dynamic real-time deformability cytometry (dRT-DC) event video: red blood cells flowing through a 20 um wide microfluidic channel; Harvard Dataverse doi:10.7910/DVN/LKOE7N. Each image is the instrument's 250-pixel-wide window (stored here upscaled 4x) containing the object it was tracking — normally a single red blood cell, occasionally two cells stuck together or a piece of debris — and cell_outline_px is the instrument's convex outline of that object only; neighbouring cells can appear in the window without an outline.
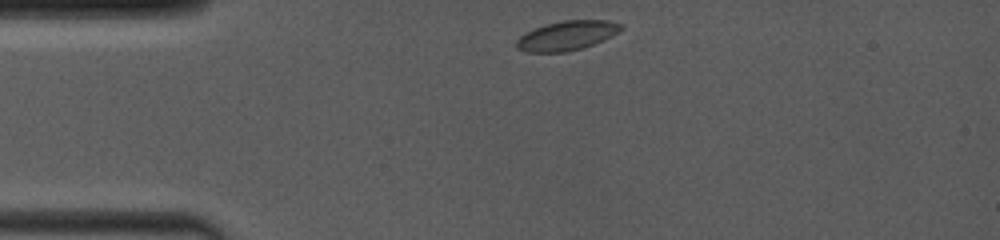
{"species": "common noctule bat (a hibernating species)", "species_latin": "Nyctalus noctula", "temperature_condition": "room temperature", "stored_images_in_passage": 36, "camera_frame_rate_fps": 4000, "um_per_image_px": 0.085, "animal": {"sex": "female", "body_mass_g": 19.0, "forearm_length_mm": 53.3}, "frame": {"image": 1, "passage_image": 1, "time_ms": 0.0, "image_size_px": [1000, 240], "cell_outline_px": [[624, 28], [612, 36], [592, 44], [568, 52], [528, 52], [516, 48], [516, 40], [520, 36], [536, 28], [548, 24], [564, 20], [608, 20], [624, 24]], "centroid_in_image_um": [48.22, 3.02], "position_along_channel_um": 36.8, "area_um2": 17.74}}
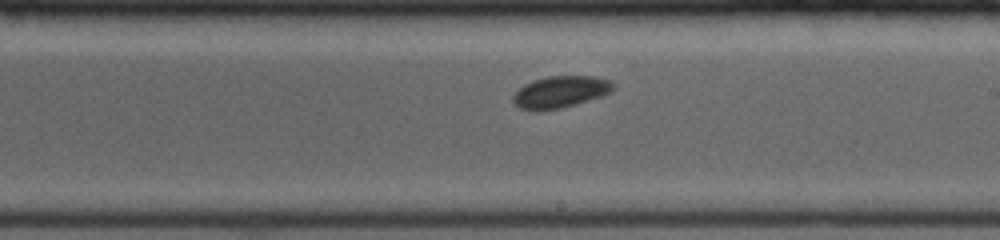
{"frame": {"image": 2, "passage_image": 22, "time_ms": 6.0, "image_size_px": [1000, 240], "cell_outline_px": [[616, 88], [612, 92], [576, 104], [560, 108], [536, 112], [520, 108], [512, 100], [512, 96], [524, 84], [532, 80], [548, 76], [592, 76], [608, 80], [616, 84]], "centroid_in_image_um": [47.63, 7.82], "position_along_channel_um": 241.4, "area_um2": 18.67}}
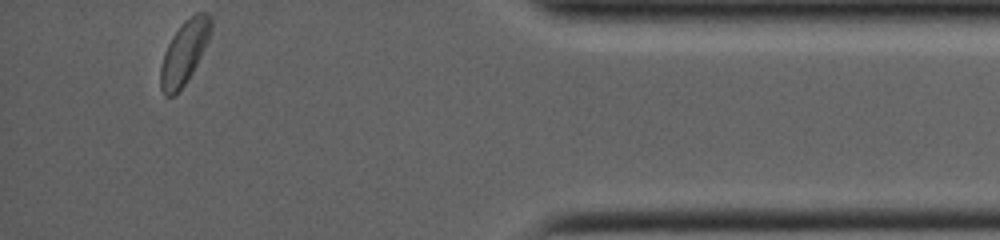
{"frame": {"image": 3, "passage_image": 36, "time_ms": 11.25, "image_size_px": [1000, 240], "cell_outline_px": [[212, 32], [192, 72], [184, 84], [172, 96], [164, 96], [160, 88], [160, 68], [164, 52], [172, 36], [180, 24], [188, 16], [196, 12], [208, 12], [212, 16]], "centroid_in_image_um": [15.67, 4.38], "position_along_channel_um": 419.5, "area_um2": 18.61}, "authors_computed_cell_mechanics": {"area_um2": 18.0914, "velocity_mm_per_s": 4.0022, "shape_relaxation_time_tau1_ms": 1.7999, "shape_relaxation_time_tau2_ms": null, "deformation_change_tau1": 0.042, "deformation_change_tau2": null}}